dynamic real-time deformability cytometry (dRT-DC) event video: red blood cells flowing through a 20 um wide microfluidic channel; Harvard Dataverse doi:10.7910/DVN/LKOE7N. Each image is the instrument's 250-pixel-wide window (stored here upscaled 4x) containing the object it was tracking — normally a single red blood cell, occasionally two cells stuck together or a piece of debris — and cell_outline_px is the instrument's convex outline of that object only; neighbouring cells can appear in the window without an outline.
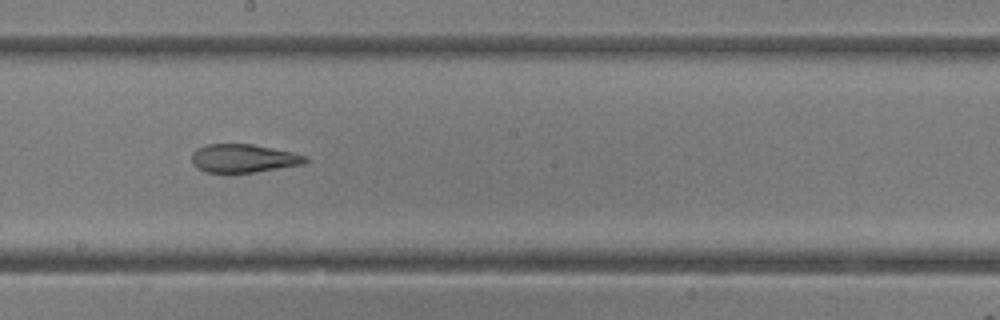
{"species": "common noctule bat (a hibernating species)", "species_latin": "Nyctalus noctula", "temperature_condition": "room temperature", "stored_images_in_passage": 30, "camera_frame_rate_fps": 3000, "um_per_image_px": 0.085, "animal": {"sex": "female"}, "frame": {"image": 1, "passage_image": 18, "time_ms": 5.667, "image_size_px": [1000, 320], "cell_outline_px": [[308, 160], [304, 164], [256, 172], [204, 172], [196, 168], [192, 164], [192, 152], [196, 148], [208, 144], [252, 144], [292, 152], [308, 156]], "centroid_in_image_um": [20.68, 13.46], "position_along_channel_um": 227.5, "area_um2": 18.84}}